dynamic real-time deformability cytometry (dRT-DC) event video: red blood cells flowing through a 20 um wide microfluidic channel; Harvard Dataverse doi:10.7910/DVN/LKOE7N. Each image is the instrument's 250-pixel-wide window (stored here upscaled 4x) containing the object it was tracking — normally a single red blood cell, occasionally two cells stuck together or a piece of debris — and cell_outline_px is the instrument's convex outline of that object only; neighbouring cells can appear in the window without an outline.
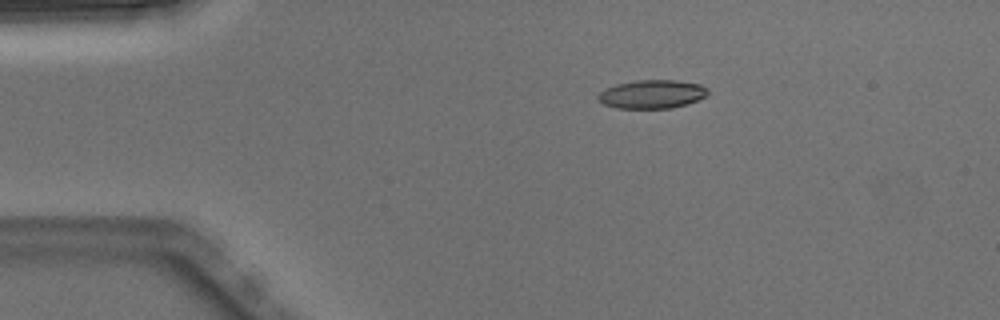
{"species": "Egyptian fruit bat (a non-hibernating species)", "species_latin": "Rousettus aegyptiacus", "temperature_condition": "warm", "stored_images_in_passage": 2, "camera_frame_rate_fps": 3000, "um_per_image_px": 0.085, "animal": {"sex": "male"}, "frame": {"image": 1, "passage_image": 1, "time_ms": 0.0, "image_size_px": [1000, 320], "cell_outline_px": [[708, 92], [704, 96], [696, 100], [672, 108], [616, 108], [604, 104], [596, 100], [596, 96], [604, 88], [616, 84], [636, 80], [676, 80], [700, 84], [708, 88]], "centroid_in_image_um": [55.36, 8.0], "position_along_channel_um": 29.6, "area_um2": 18.26}}